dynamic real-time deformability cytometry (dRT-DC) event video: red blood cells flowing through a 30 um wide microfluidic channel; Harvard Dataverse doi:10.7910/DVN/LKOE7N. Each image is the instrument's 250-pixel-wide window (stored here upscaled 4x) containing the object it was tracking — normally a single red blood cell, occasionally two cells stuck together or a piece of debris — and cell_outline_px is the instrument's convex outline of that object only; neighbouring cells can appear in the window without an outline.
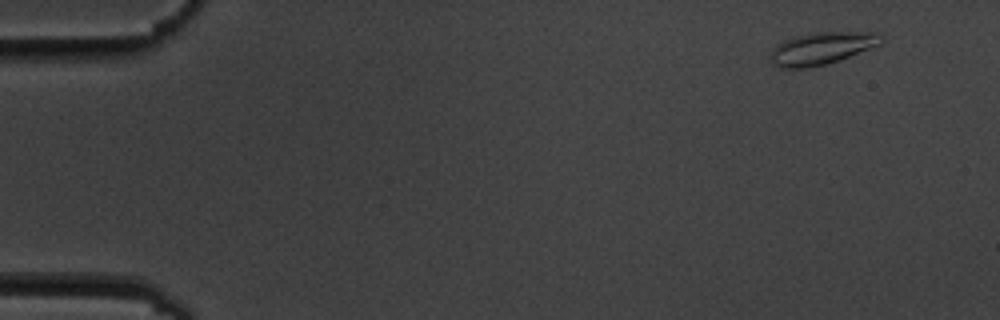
{"species": "common noctule bat (a hibernating species)", "species_latin": "Nyctalus noctula", "temperature_condition": "cold", "stored_images_in_passage": 9, "camera_frame_rate_fps": 3000, "um_per_image_px": 0.085, "animal": {"sex": "male", "body_mass_g": 19.5, "forearm_length_mm": 54.6}, "frame": {"image": 1, "passage_image": 2, "time_ms": 1.0, "image_size_px": [1000, 320], "cell_outline_px": [[884, 40], [880, 44], [840, 60], [828, 64], [808, 68], [780, 68], [772, 64], [768, 56], [772, 48], [776, 44], [784, 40], [796, 36], [816, 32], [880, 32]], "centroid_in_image_um": [69.81, 4.11], "position_along_channel_um": 15.2, "area_um2": 21.15}}
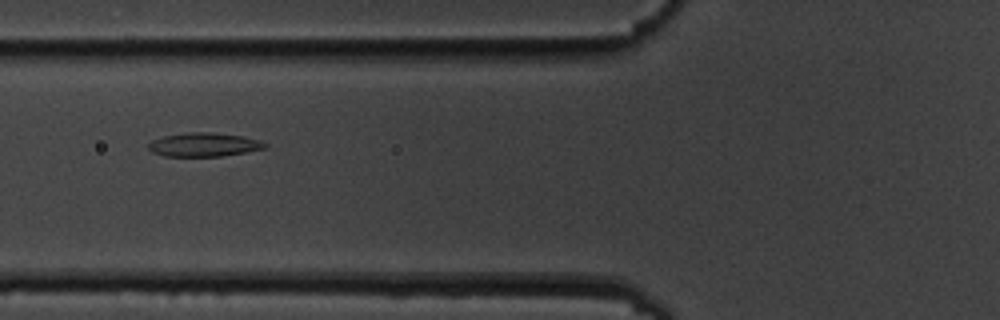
{"frame": {"image": 2, "passage_image": 7, "time_ms": 7.0, "image_size_px": [1000, 320], "cell_outline_px": [[268, 148], [220, 156], [164, 156], [152, 152], [148, 148], [148, 144], [152, 140], [164, 136], [188, 132], [212, 132], [244, 136], [260, 140], [268, 144]], "centroid_in_image_um": [17.36, 12.29], "position_along_channel_um": 108.4, "area_um2": 16.18}}
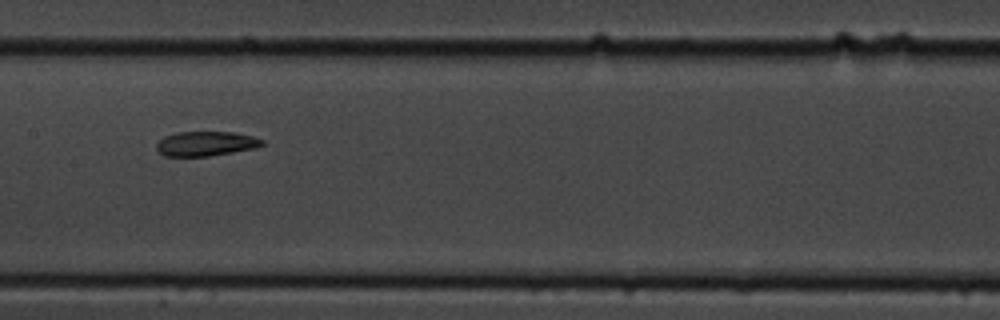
{"frame": {"image": 3, "passage_image": 9, "time_ms": 9.333, "image_size_px": [1000, 320], "cell_outline_px": [[264, 144], [256, 148], [208, 156], [164, 156], [156, 148], [156, 144], [164, 136], [176, 132], [232, 132], [252, 136], [264, 140]], "centroid_in_image_um": [17.49, 12.21], "position_along_channel_um": 189.9, "area_um2": 15.09}}